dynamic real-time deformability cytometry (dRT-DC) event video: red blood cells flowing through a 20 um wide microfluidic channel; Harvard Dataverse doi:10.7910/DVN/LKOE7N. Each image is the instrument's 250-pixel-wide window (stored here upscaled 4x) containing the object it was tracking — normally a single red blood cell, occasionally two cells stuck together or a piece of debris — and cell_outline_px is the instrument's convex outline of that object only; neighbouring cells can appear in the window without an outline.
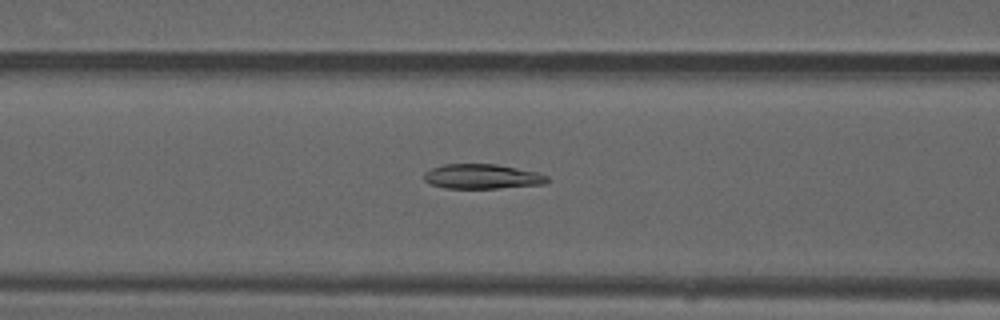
{"species": "common noctule bat (a hibernating species)", "species_latin": "Nyctalus noctula", "temperature_condition": "warm", "stored_images_in_passage": 34, "camera_frame_rate_fps": 3000, "um_per_image_px": 0.085, "animal": {"sex": "male", "forearm_length_mm": 52.5}, "frame": {"image": 1, "passage_image": 7, "time_ms": 2.0, "image_size_px": [1000, 320], "cell_outline_px": [[548, 180], [544, 184], [500, 188], [444, 188], [432, 184], [424, 180], [424, 172], [432, 168], [444, 164], [496, 164], [540, 172], [548, 176]], "centroid_in_image_um": [41.01, 15.0], "position_along_channel_um": 125.6, "area_um2": 17.8}}
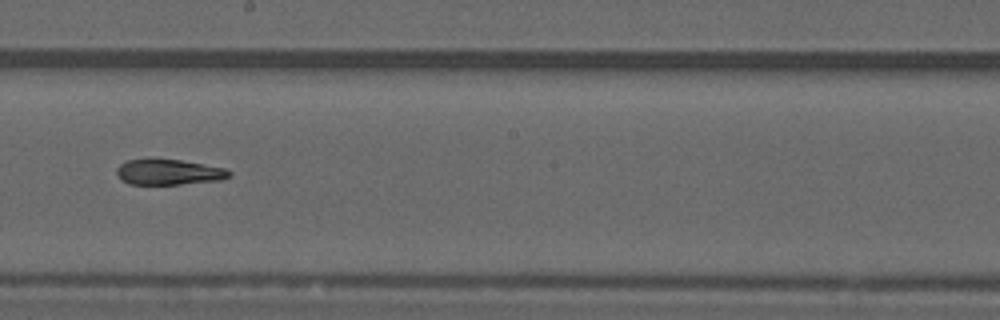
{"frame": {"image": 2, "passage_image": 15, "time_ms": 4.667, "image_size_px": [1000, 320], "cell_outline_px": [[232, 176], [220, 180], [180, 184], [128, 184], [120, 180], [116, 172], [116, 168], [120, 164], [128, 160], [180, 160], [224, 168], [232, 172]], "centroid_in_image_um": [14.34, 14.64], "position_along_channel_um": 233.9, "area_um2": 16.53}}
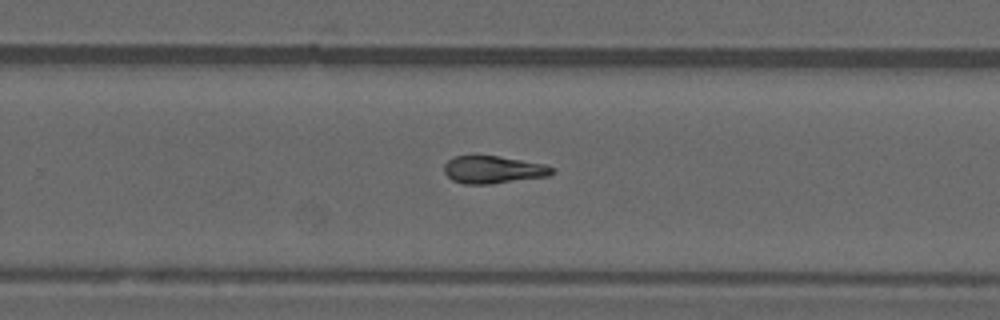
{"frame": {"image": 3, "passage_image": 19, "time_ms": 6.0, "image_size_px": [1000, 320], "cell_outline_px": [[552, 172], [548, 176], [488, 184], [464, 184], [452, 180], [444, 172], [444, 164], [448, 160], [456, 156], [496, 156], [544, 164], [552, 168]], "centroid_in_image_um": [41.87, 14.43], "position_along_channel_um": 287.9, "area_um2": 16.94}}